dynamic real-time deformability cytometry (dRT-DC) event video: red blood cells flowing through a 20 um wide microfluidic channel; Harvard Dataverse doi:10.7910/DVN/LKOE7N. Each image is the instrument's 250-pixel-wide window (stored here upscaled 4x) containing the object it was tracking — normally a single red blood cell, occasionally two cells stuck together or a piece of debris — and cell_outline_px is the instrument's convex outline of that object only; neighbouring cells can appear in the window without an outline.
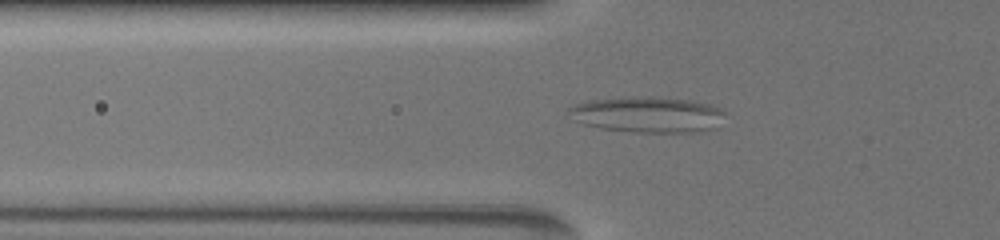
{"species": "common noctule bat (a hibernating species)", "species_latin": "Nyctalus noctula", "temperature_condition": "warm", "stored_images_in_passage": 15, "camera_frame_rate_fps": 3000, "um_per_image_px": 0.085, "animal": {"sex": "female", "body_mass_g": 19.5, "forearm_length_mm": 54.1}, "frame": {"image": 1, "passage_image": 3, "time_ms": 0.667, "image_size_px": [1000, 240], "cell_outline_px": [[724, 112], [716, 128], [696, 132], [632, 132], [604, 128], [584, 124], [568, 108], [576, 104], [588, 100], [632, 96], [652, 96], [692, 100], [712, 104], [724, 108]], "centroid_in_image_um": [55.16, 9.72], "position_along_channel_um": 70.6, "area_um2": 32.43}}
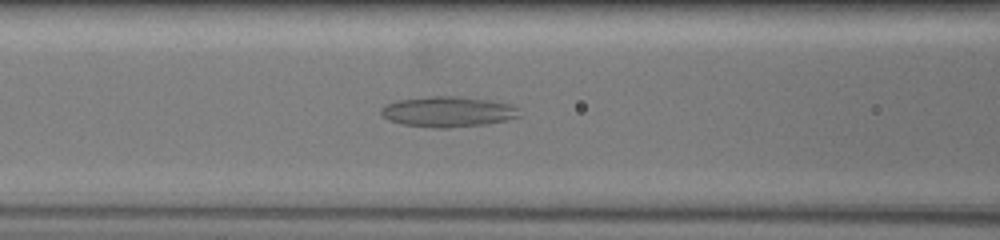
{"frame": {"image": 2, "passage_image": 9, "time_ms": 2.333, "image_size_px": [1000, 240], "cell_outline_px": [[520, 116], [504, 120], [484, 124], [448, 128], [436, 128], [404, 124], [388, 120], [380, 112], [380, 108], [384, 104], [396, 100], [428, 96], [460, 96], [488, 100], [508, 104], [520, 108]], "centroid_in_image_um": [38.04, 9.48], "position_along_channel_um": 128.6, "area_um2": 24.57}}
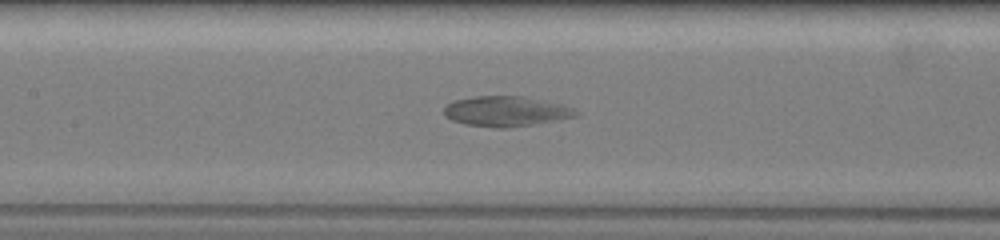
{"frame": {"image": 3, "passage_image": 12, "time_ms": 3.333, "image_size_px": [1000, 240], "cell_outline_px": [[580, 112], [576, 116], [532, 124], [508, 128], [496, 128], [464, 124], [452, 120], [444, 116], [444, 108], [448, 104], [456, 100], [476, 96], [524, 96], [564, 104]], "centroid_in_image_um": [43.01, 9.46], "position_along_channel_um": 164.4, "area_um2": 23.12}}